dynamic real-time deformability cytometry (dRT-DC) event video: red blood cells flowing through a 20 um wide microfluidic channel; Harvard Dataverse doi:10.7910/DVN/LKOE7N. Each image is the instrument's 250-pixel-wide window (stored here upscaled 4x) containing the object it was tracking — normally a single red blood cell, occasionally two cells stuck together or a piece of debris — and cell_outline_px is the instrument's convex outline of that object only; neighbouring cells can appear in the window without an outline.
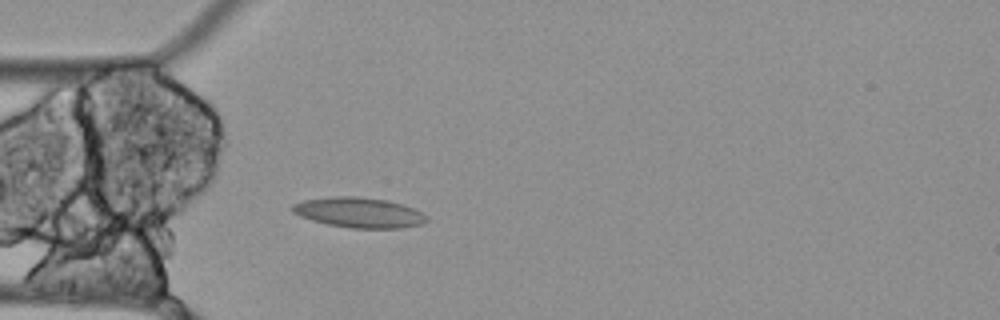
{"species": "Egyptian fruit bat (a non-hibernating species)", "species_latin": "Rousettus aegyptiacus", "temperature_condition": "cold", "stored_images_in_passage": 56, "camera_frame_rate_fps": 3000, "um_per_image_px": 0.085, "animal": {"sex": "female"}, "frame": {"image": 1, "passage_image": 16, "time_ms": 5.0, "image_size_px": [1000, 320], "cell_outline_px": [[428, 220], [420, 224], [400, 228], [352, 228], [328, 224], [312, 220], [300, 216], [292, 212], [292, 204], [304, 200], [332, 196], [356, 196], [384, 200], [400, 204], [412, 208], [428, 216]], "centroid_in_image_um": [30.48, 18.06], "position_along_channel_um": 54.5, "area_um2": 23.35}}
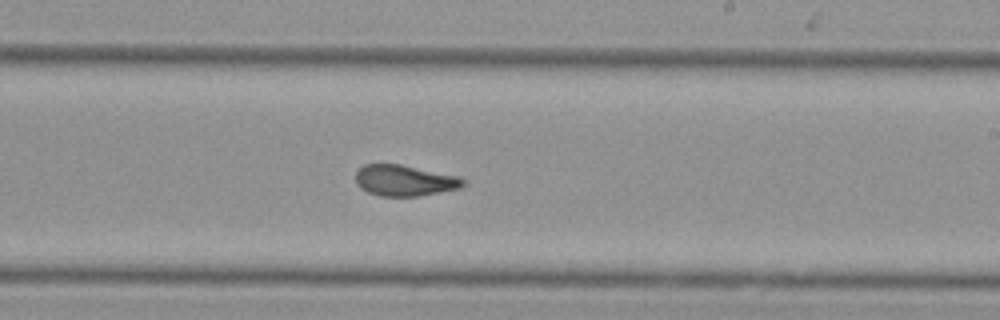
{"frame": {"image": 2, "passage_image": 33, "time_ms": 10.667, "image_size_px": [1000, 320], "cell_outline_px": [[464, 184], [460, 188], [420, 196], [380, 196], [368, 192], [360, 188], [356, 184], [356, 172], [364, 164], [400, 164], [460, 176], [464, 180]], "centroid_in_image_um": [34.38, 15.34], "position_along_channel_um": 254.6, "area_um2": 19.48}}
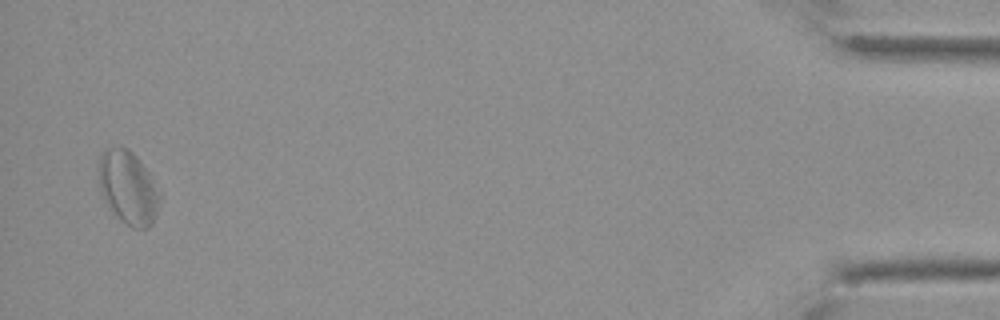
{"frame": {"image": 3, "passage_image": 55, "time_ms": 18.0, "image_size_px": [1000, 320], "cell_outline_px": [[160, 204], [156, 216], [152, 224], [148, 228], [132, 228], [104, 200], [100, 192], [100, 156], [108, 148], [128, 148], [140, 160], [148, 172], [160, 200]], "centroid_in_image_um": [10.91, 15.95], "position_along_channel_um": 424.3, "area_um2": 25.03}, "authors_computed_cell_mechanics": {"area_um2": 21.2993, "velocity_mm_per_s": 3.4625, "shape_relaxation_time_tau1_ms": null, "shape_relaxation_time_tau2_ms": 2.219, "deformation_change_tau1": null, "deformation_change_tau2": 0.0646}}